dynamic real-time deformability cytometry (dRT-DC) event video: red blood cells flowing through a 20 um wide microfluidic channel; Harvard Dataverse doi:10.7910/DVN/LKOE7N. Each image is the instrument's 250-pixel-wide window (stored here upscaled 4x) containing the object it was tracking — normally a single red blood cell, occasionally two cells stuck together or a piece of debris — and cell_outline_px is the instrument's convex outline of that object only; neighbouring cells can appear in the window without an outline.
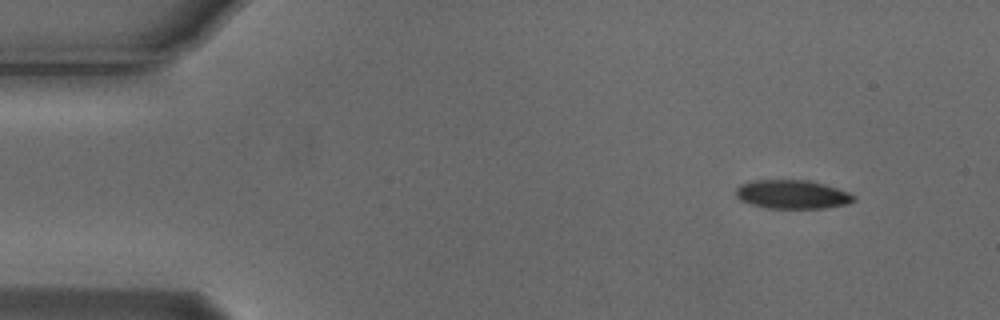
{"species": "Egyptian fruit bat (a non-hibernating species)", "species_latin": "Rousettus aegyptiacus", "temperature_condition": "cold", "stored_images_in_passage": 5, "camera_frame_rate_fps": 3000, "um_per_image_px": 0.085, "animal": {"sex": "male"}, "frame": {"image": 1, "passage_image": 1, "time_ms": 0.0, "image_size_px": [1000, 320], "cell_outline_px": [[856, 200], [848, 204], [824, 208], [768, 208], [752, 204], [740, 200], [736, 196], [736, 188], [740, 184], [752, 180], [808, 180], [824, 184], [848, 192], [856, 196]], "centroid_in_image_um": [67.35, 16.52], "position_along_channel_um": 17.7, "area_um2": 19.77}}
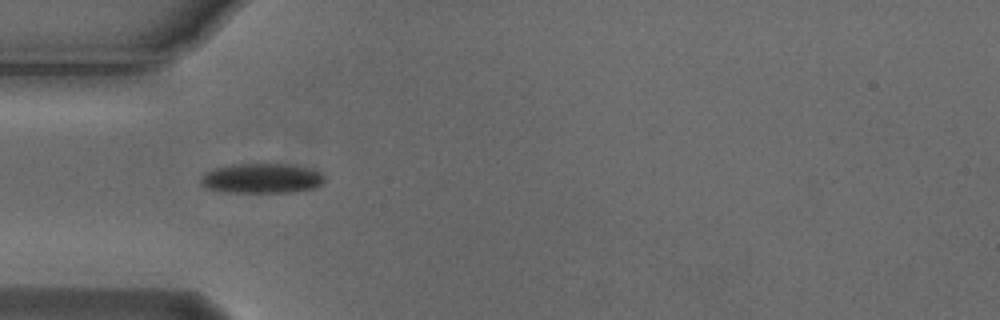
{"frame": {"image": 2, "passage_image": 4, "time_ms": 1.0, "image_size_px": [1000, 320], "cell_outline_px": [[324, 180], [316, 188], [288, 192], [232, 192], [208, 188], [200, 184], [200, 180], [208, 172], [216, 168], [232, 164], [284, 164], [308, 168], [320, 172], [324, 176]], "centroid_in_image_um": [22.27, 15.16], "position_along_channel_um": 62.7, "area_um2": 21.1}}
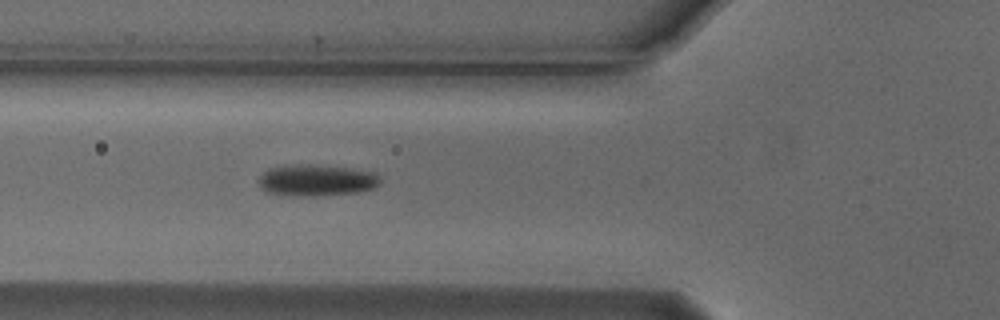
{"frame": {"image": 3, "passage_image": 5, "time_ms": 1.333, "image_size_px": [1000, 320], "cell_outline_px": [[380, 184], [372, 188], [356, 192], [312, 196], [288, 196], [268, 192], [260, 188], [256, 180], [268, 168], [300, 164], [312, 164], [348, 168], [376, 172], [380, 180]], "centroid_in_image_um": [26.85, 15.32], "position_along_channel_um": 98.9, "area_um2": 22.37}}